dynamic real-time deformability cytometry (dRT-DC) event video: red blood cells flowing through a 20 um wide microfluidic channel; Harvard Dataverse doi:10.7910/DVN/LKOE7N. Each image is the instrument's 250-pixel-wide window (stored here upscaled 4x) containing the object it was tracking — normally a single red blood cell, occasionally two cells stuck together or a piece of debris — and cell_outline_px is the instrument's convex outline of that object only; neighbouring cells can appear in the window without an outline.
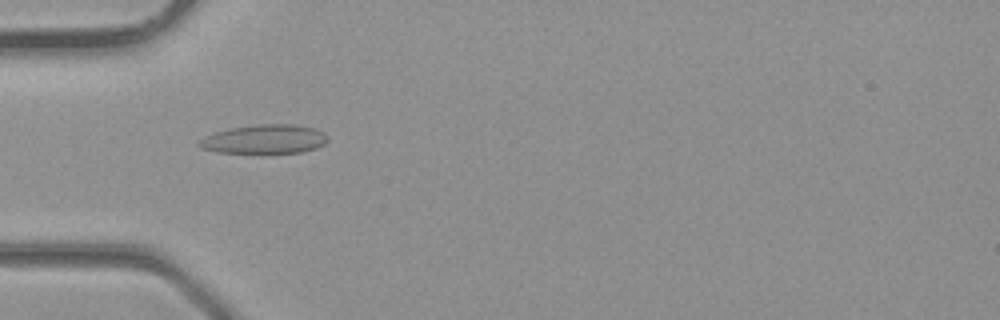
{"species": "common noctule bat (a hibernating species)", "species_latin": "Nyctalus noctula", "temperature_condition": "room temperature", "stored_images_in_passage": 4, "camera_frame_rate_fps": 3000, "um_per_image_px": 0.085, "animal": {"sex": "male", "body_mass_g": 23.1, "forearm_length_mm": 52.7}, "frame": {"image": 1, "passage_image": 3, "time_ms": 0.667, "image_size_px": [1000, 320], "cell_outline_px": [[328, 140], [324, 144], [316, 148], [300, 152], [260, 156], [216, 152], [200, 148], [196, 144], [204, 136], [228, 128], [260, 124], [296, 124], [316, 128], [324, 132]], "centroid_in_image_um": [22.45, 11.88], "position_along_channel_um": 62.5, "area_um2": 22.89}}
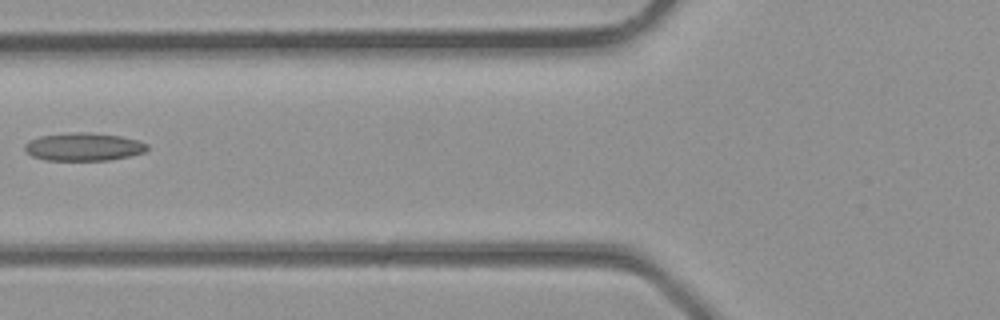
{"frame": {"image": 2, "passage_image": 4, "time_ms": 1.0, "image_size_px": [1000, 320], "cell_outline_px": [[148, 148], [144, 152], [128, 156], [108, 160], [44, 160], [32, 156], [24, 148], [24, 144], [28, 140], [40, 136], [72, 132], [88, 132], [120, 136], [136, 140], [148, 144]], "centroid_in_image_um": [7.07, 12.47], "position_along_channel_um": 118.7, "area_um2": 19.88}}